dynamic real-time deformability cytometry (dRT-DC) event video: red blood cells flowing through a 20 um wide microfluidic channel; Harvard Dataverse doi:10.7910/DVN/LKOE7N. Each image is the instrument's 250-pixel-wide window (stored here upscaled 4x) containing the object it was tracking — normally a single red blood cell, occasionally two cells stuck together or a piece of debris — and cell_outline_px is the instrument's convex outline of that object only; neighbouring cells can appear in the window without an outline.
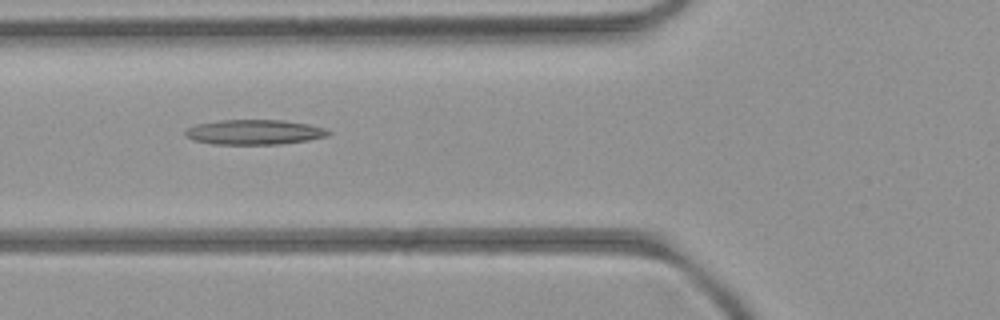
{"species": "common noctule bat (a hibernating species)", "species_latin": "Nyctalus noctula", "temperature_condition": "room temperature", "stored_images_in_passage": 8, "camera_frame_rate_fps": 3000, "um_per_image_px": 0.085, "animal": {"sex": "female", "body_mass_g": 21.9}, "frame": {"image": 1, "passage_image": 6, "time_ms": 5.667, "image_size_px": [1000, 320], "cell_outline_px": [[332, 132], [328, 136], [308, 140], [280, 144], [212, 144], [192, 140], [184, 136], [184, 132], [188, 128], [196, 124], [220, 120], [284, 120], [308, 124], [324, 128]], "centroid_in_image_um": [21.6, 11.23], "position_along_channel_um": 104.2, "area_um2": 20.87}}
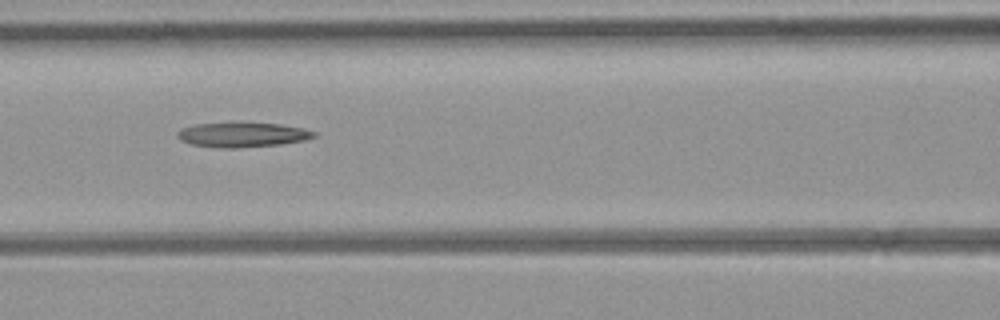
{"frame": {"image": 2, "passage_image": 7, "time_ms": 6.667, "image_size_px": [1000, 320], "cell_outline_px": [[316, 136], [304, 140], [280, 144], [236, 148], [224, 148], [192, 144], [180, 140], [176, 136], [176, 132], [180, 128], [196, 124], [244, 120], [280, 124], [304, 128], [316, 132]], "centroid_in_image_um": [20.58, 11.4], "position_along_channel_um": 146.0, "area_um2": 20.4}}
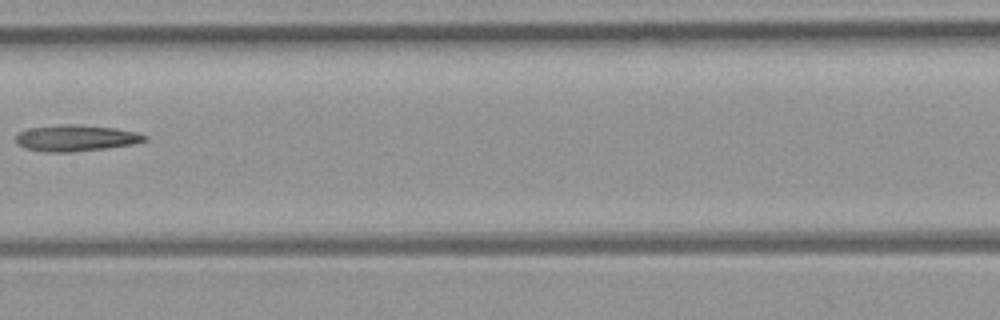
{"frame": {"image": 3, "passage_image": 8, "time_ms": 8.0, "image_size_px": [1000, 320], "cell_outline_px": [[148, 140], [132, 144], [104, 148], [72, 152], [40, 152], [24, 148], [16, 144], [16, 136], [20, 132], [28, 128], [68, 124], [112, 128], [136, 132], [148, 136]], "centroid_in_image_um": [6.41, 11.75], "position_along_channel_um": 201.0, "area_um2": 19.54}}